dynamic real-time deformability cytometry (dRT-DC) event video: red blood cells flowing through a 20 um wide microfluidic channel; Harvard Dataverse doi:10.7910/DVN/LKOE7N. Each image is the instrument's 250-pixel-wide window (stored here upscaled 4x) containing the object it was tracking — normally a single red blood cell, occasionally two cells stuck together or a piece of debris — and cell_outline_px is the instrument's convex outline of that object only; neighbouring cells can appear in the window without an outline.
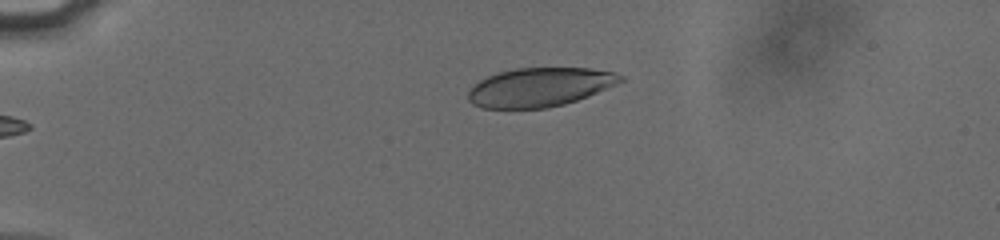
{"species": "human", "species_latin": "Homo sapiens", "temperature_condition": "cold", "stored_images_in_passage": 42, "camera_frame_rate_fps": 3000, "um_per_image_px": 0.085, "donor": {"sex": "male"}, "frame": {"image": 1, "passage_image": 1, "time_ms": 0.0, "image_size_px": [1000, 240], "cell_outline_px": [[624, 80], [616, 84], [588, 96], [564, 104], [544, 108], [484, 108], [472, 104], [468, 100], [468, 92], [480, 80], [488, 76], [500, 72], [516, 68], [588, 68], [616, 72], [624, 76]], "centroid_in_image_um": [45.9, 7.4], "position_along_channel_um": 39.1, "area_um2": 34.28}}
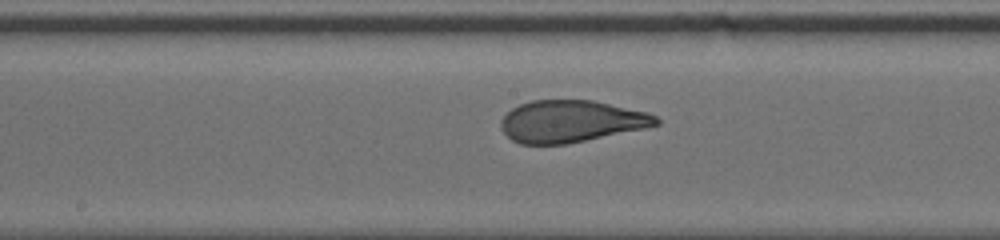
{"frame": {"image": 2, "passage_image": 18, "time_ms": 5.667, "image_size_px": [1000, 240], "cell_outline_px": [[660, 124], [644, 128], [568, 144], [520, 144], [512, 140], [504, 132], [500, 124], [500, 120], [512, 108], [520, 104], [532, 100], [592, 100], [648, 112], [656, 116], [660, 120]], "centroid_in_image_um": [48.54, 10.31], "position_along_channel_um": 199.7, "area_um2": 37.86}}
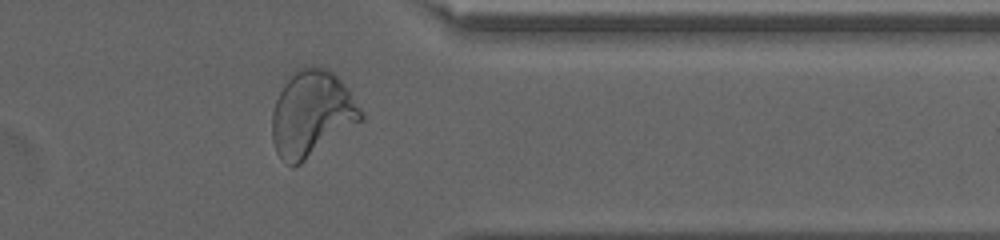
{"frame": {"image": 3, "passage_image": 33, "time_ms": 10.667, "image_size_px": [1000, 240], "cell_outline_px": [[364, 116], [360, 120], [300, 164], [292, 168], [276, 152], [272, 140], [272, 112], [276, 100], [292, 68], [304, 64], [312, 64], [324, 68], [332, 72], [348, 88], [364, 112]], "centroid_in_image_um": [26.46, 9.6], "position_along_channel_um": 384.9, "area_um2": 44.51}, "authors_computed_cell_mechanics": {"area_um2": 38.6682, "velocity_mm_per_s": 3.8193, "shape_relaxation_time_tau1_ms": 4.1118, "shape_relaxation_time_tau2_ms": null, "deformation_change_tau1": 0.1748, "deformation_change_tau2": null}}